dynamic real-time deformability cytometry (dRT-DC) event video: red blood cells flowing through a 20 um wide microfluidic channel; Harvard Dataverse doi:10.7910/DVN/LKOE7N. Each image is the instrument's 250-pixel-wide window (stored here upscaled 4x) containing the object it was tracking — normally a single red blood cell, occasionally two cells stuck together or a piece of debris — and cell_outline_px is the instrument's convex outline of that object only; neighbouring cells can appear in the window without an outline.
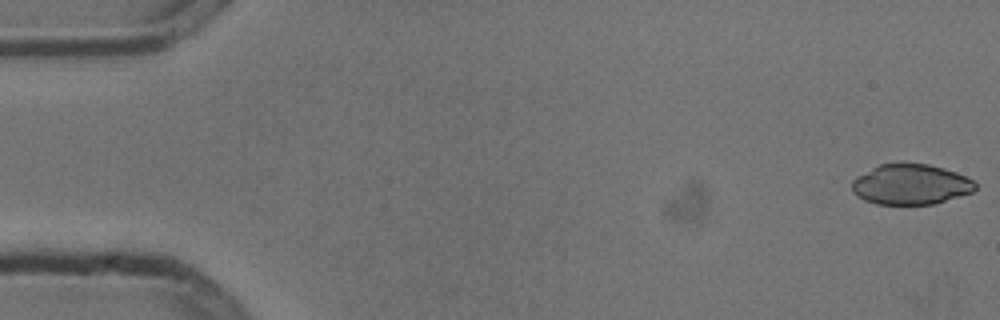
{"species": "common noctule bat (a hibernating species)", "species_latin": "Nyctalus noctula", "temperature_condition": "cold", "stored_images_in_passage": 8, "camera_frame_rate_fps": 3000, "um_per_image_px": 0.085, "animal": {"sex": "male", "body_mass_g": 13.3}, "frame": {"image": 1, "passage_image": 1, "time_ms": 0.0, "image_size_px": [1000, 320], "cell_outline_px": [[976, 188], [972, 192], [932, 204], [876, 204], [864, 200], [852, 192], [852, 180], [856, 176], [880, 164], [928, 164], [944, 168], [956, 172], [972, 180], [976, 184]], "centroid_in_image_um": [77.38, 15.68], "position_along_channel_um": 7.6, "area_um2": 28.73}}